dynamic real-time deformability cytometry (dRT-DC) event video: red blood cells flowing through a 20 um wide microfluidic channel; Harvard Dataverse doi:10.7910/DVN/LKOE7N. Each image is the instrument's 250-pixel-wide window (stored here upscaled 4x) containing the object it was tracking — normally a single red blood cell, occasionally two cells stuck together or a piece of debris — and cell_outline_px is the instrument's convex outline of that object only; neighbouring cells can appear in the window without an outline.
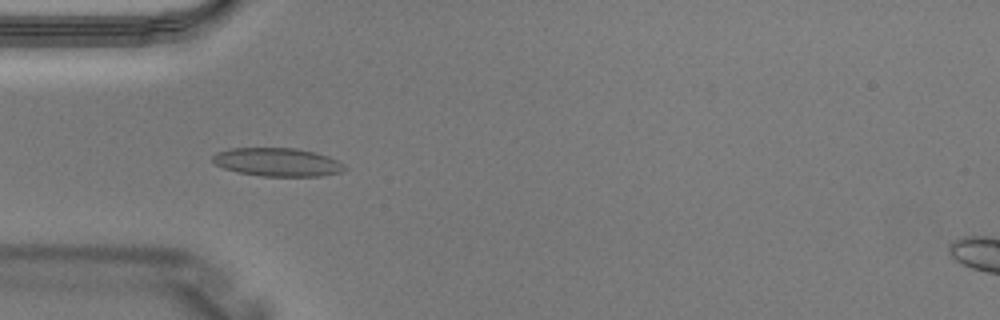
{"species": "Egyptian fruit bat (a non-hibernating species)", "species_latin": "Rousettus aegyptiacus", "temperature_condition": "warm", "stored_images_in_passage": 3, "camera_frame_rate_fps": 3000, "um_per_image_px": 0.085, "animal": {"sex": "male"}, "frame": {"image": 1, "passage_image": 2, "time_ms": 0.333, "image_size_px": [1000, 320], "cell_outline_px": [[348, 168], [344, 172], [320, 176], [264, 176], [236, 172], [224, 168], [216, 164], [212, 160], [212, 156], [216, 152], [232, 148], [296, 148], [316, 152], [328, 156], [344, 164]], "centroid_in_image_um": [23.61, 13.78], "position_along_channel_um": 61.4, "area_um2": 21.96}}